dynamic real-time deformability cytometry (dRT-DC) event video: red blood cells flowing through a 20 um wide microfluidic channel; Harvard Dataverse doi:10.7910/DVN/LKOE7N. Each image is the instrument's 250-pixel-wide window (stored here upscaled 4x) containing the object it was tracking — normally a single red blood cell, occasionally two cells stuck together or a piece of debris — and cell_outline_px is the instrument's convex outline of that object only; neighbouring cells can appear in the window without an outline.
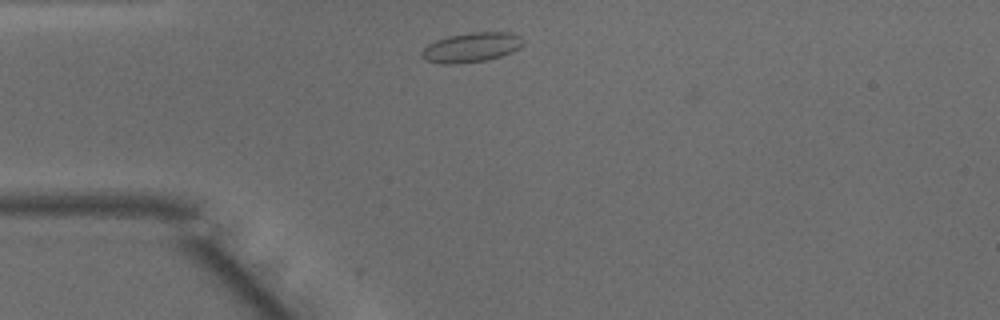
{"species": "common noctule bat (a hibernating species)", "species_latin": "Nyctalus noctula", "temperature_condition": "warm", "stored_images_in_passage": 4, "camera_frame_rate_fps": 3000, "um_per_image_px": 0.085, "animal": {"sex": "male", "body_mass_g": 15.6}, "frame": {"image": 1, "passage_image": 3, "time_ms": 0.667, "image_size_px": [1000, 320], "cell_outline_px": [[524, 44], [520, 48], [512, 52], [488, 60], [456, 64], [444, 64], [424, 60], [420, 56], [424, 48], [428, 44], [436, 40], [448, 36], [468, 32], [508, 32], [520, 36], [524, 40]], "centroid_in_image_um": [40.07, 4.03], "position_along_channel_um": 44.9, "area_um2": 17.69}}